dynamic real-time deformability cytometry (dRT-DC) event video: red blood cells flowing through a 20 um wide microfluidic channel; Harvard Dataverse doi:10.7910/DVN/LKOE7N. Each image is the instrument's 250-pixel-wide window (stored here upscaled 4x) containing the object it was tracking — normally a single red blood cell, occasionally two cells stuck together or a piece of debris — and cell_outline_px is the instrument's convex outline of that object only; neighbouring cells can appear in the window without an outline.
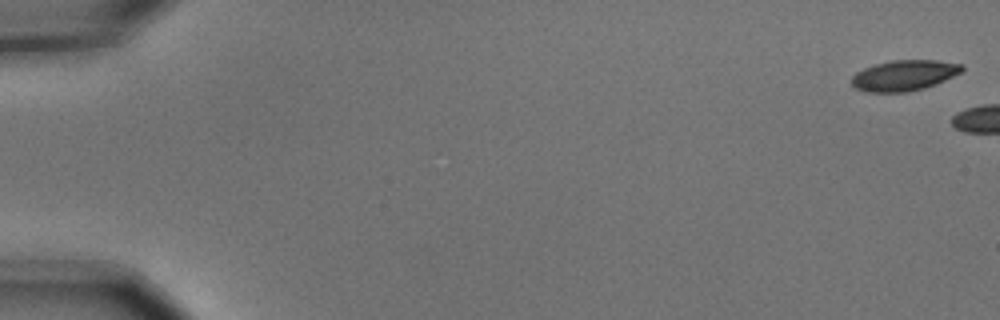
{"species": "common noctule bat (a hibernating species)", "species_latin": "Nyctalus noctula", "temperature_condition": "cold", "stored_images_in_passage": 2, "camera_frame_rate_fps": 3000, "um_per_image_px": 0.085, "animal": {"sex": "male", "body_mass_g": 15.6}, "frame": {"image": 1, "passage_image": 1, "time_ms": 0.0, "image_size_px": [1000, 320], "cell_outline_px": [[964, 68], [960, 72], [936, 84], [924, 88], [908, 92], [868, 92], [856, 88], [852, 84], [852, 76], [856, 72], [864, 68], [876, 64], [892, 60], [936, 60], [964, 64]], "centroid_in_image_um": [76.85, 6.4], "position_along_channel_um": 8.1, "area_um2": 19.59}}